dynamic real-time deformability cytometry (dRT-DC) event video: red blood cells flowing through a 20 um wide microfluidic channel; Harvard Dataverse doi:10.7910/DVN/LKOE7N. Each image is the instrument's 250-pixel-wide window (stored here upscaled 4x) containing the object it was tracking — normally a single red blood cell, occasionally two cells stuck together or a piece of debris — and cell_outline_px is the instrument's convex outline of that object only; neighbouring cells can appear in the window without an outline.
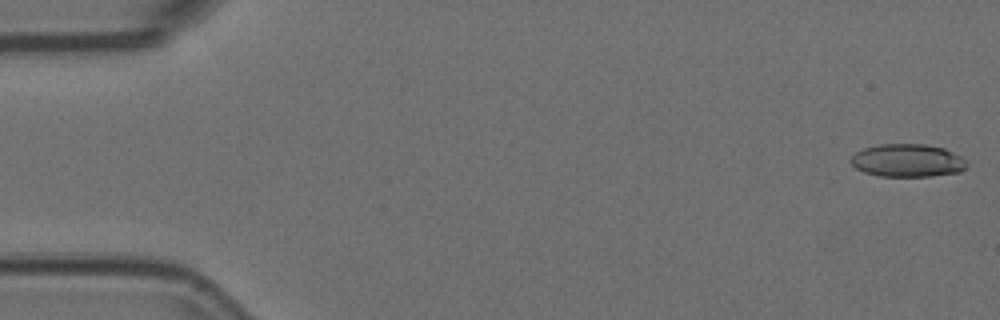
{"species": "Egyptian fruit bat (a non-hibernating species)", "species_latin": "Rousettus aegyptiacus", "temperature_condition": "room temperature", "stored_images_in_passage": 54, "camera_frame_rate_fps": 3000, "um_per_image_px": 0.085, "animal": {"sex": "female"}, "frame": {"image": 1, "passage_image": 1, "time_ms": 0.0, "image_size_px": [1000, 320], "cell_outline_px": [[968, 164], [960, 172], [932, 176], [880, 176], [864, 172], [856, 168], [848, 160], [856, 152], [864, 148], [880, 144], [924, 144], [944, 148], [960, 156]], "centroid_in_image_um": [77.12, 13.64], "position_along_channel_um": 7.9, "area_um2": 22.2}}
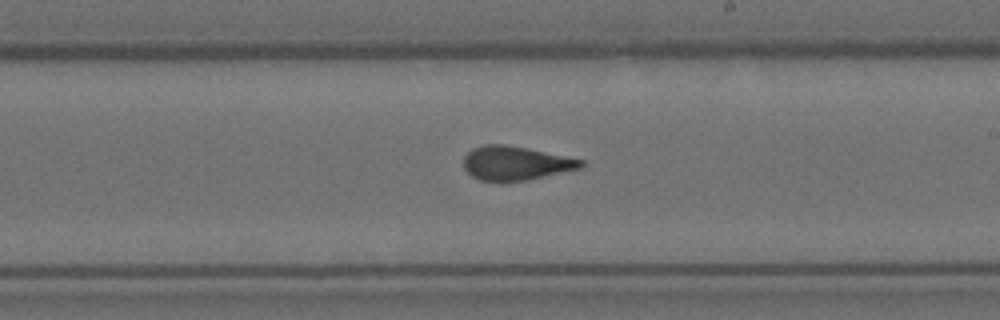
{"frame": {"image": 2, "passage_image": 31, "time_ms": 10.0, "image_size_px": [1000, 320], "cell_outline_px": [[584, 168], [528, 180], [504, 184], [480, 180], [472, 176], [464, 168], [464, 156], [472, 148], [484, 144], [504, 144], [528, 148], [584, 160]], "centroid_in_image_um": [43.83, 13.9], "position_along_channel_um": 245.2, "area_um2": 23.87}}
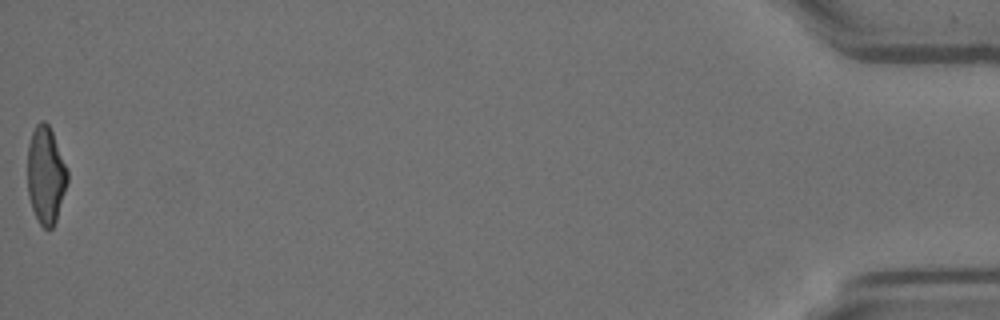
{"frame": {"image": 3, "passage_image": 54, "time_ms": 17.667, "image_size_px": [1000, 320], "cell_outline_px": [[68, 180], [56, 220], [52, 228], [44, 228], [40, 224], [32, 208], [28, 196], [28, 144], [32, 132], [36, 124], [40, 120], [44, 120], [48, 124], [52, 132], [68, 172]], "centroid_in_image_um": [3.88, 14.87], "position_along_channel_um": 431.3, "area_um2": 22.37}, "authors_computed_cell_mechanics": {"area_um2": 23.3512, "velocity_mm_per_s": 3.7636, "shape_relaxation_time_tau1_ms": 5.2534, "shape_relaxation_time_tau2_ms": 1.682, "deformation_change_tau1": 0.1881, "deformation_change_tau2": 0.0819}}